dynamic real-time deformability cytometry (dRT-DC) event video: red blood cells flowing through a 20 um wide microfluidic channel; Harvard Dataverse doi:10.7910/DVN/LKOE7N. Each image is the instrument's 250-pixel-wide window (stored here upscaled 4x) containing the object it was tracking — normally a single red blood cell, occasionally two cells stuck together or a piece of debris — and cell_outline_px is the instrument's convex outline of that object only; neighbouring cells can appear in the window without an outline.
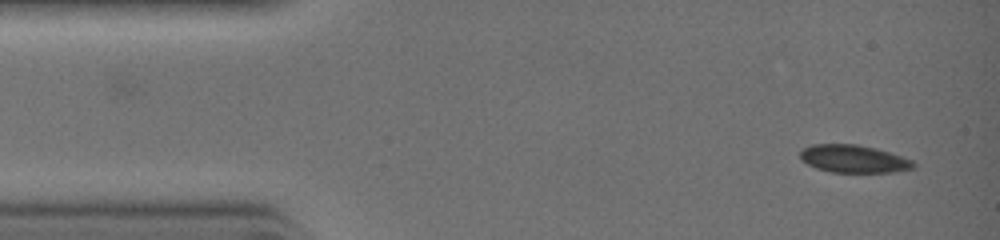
{"species": "common noctule bat (a hibernating species)", "species_latin": "Nyctalus noctula", "temperature_condition": "warm", "stored_images_in_passage": 32, "camera_frame_rate_fps": 3000, "um_per_image_px": 0.085, "animal": {"sex": "female", "body_mass_g": 19.0, "forearm_length_mm": 51.5}, "frame": {"image": 1, "passage_image": 1, "time_ms": 0.0, "image_size_px": [1000, 240], "cell_outline_px": [[916, 168], [892, 172], [832, 172], [816, 168], [800, 160], [800, 152], [804, 148], [812, 144], [856, 144], [876, 148], [912, 160], [916, 164]], "centroid_in_image_um": [72.55, 13.5], "position_along_channel_um": 12.4, "area_um2": 18.26}}
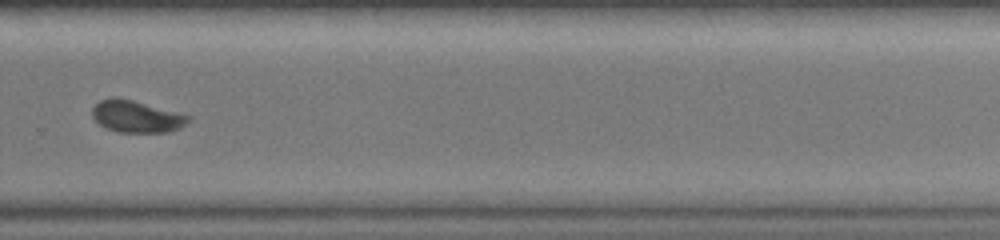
{"frame": {"image": 2, "passage_image": 21, "time_ms": 6.667, "image_size_px": [1000, 240], "cell_outline_px": [[192, 120], [188, 124], [180, 128], [168, 132], [116, 132], [100, 124], [92, 116], [92, 108], [100, 100], [112, 96], [132, 100], [176, 112], [188, 116]], "centroid_in_image_um": [11.6, 9.9], "position_along_channel_um": 318.2, "area_um2": 17.74}}
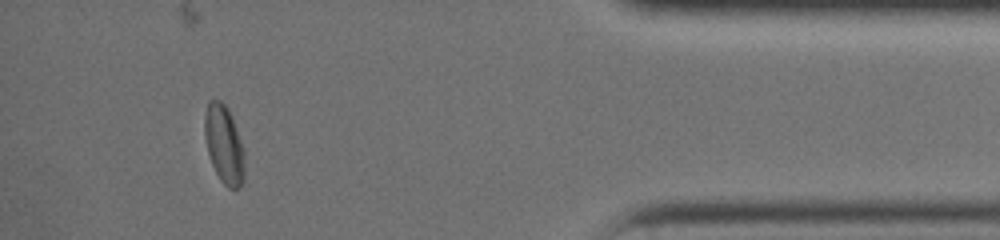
{"frame": {"image": 3, "passage_image": 28, "time_ms": 9.0, "image_size_px": [1000, 240], "cell_outline_px": [[244, 180], [236, 188], [228, 188], [220, 180], [212, 164], [208, 152], [204, 136], [204, 116], [208, 100], [220, 100], [228, 108], [232, 116], [244, 148]], "centroid_in_image_um": [19.04, 12.25], "position_along_channel_um": 416.2, "area_um2": 18.32}}